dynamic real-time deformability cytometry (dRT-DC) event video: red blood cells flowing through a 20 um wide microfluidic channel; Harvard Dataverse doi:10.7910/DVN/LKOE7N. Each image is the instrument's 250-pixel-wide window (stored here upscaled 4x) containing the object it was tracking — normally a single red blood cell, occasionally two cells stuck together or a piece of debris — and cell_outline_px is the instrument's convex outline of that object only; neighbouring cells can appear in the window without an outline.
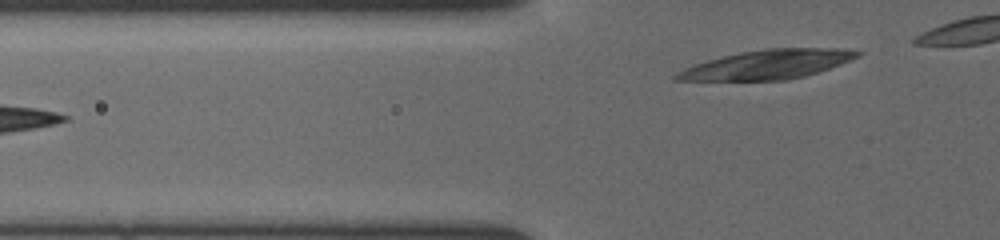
{"species": "common noctule bat (a hibernating species)", "species_latin": "Nyctalus noctula", "temperature_condition": "cold", "stored_images_in_passage": 7, "camera_frame_rate_fps": 3000, "um_per_image_px": 0.085, "animal": {"sex": "female", "body_mass_g": 19.5, "forearm_length_mm": 54.1}, "frame": {"image": 1, "passage_image": 7, "time_ms": 3.667, "image_size_px": [1000, 240], "cell_outline_px": [[864, 52], [860, 56], [840, 64], [804, 76], [788, 80], [676, 80], [672, 76], [676, 72], [684, 68], [708, 60], [740, 52], [768, 48], [836, 48]], "centroid_in_image_um": [65.23, 5.48], "position_along_channel_um": 60.6, "area_um2": 30.4}}